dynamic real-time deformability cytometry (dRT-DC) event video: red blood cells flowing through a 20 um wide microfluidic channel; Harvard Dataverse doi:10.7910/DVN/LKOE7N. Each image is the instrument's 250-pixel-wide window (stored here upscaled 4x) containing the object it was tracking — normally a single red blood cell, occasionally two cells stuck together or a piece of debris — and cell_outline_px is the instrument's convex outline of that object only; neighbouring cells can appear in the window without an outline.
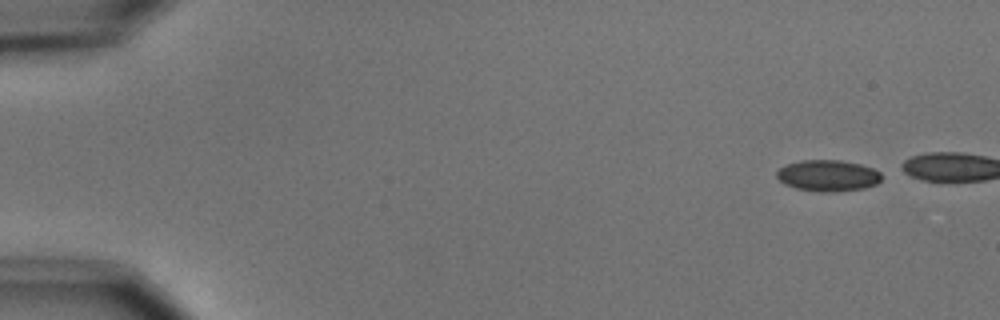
{"species": "common noctule bat (a hibernating species)", "species_latin": "Nyctalus noctula", "temperature_condition": "cold", "stored_images_in_passage": 3, "camera_frame_rate_fps": 3000, "um_per_image_px": 0.085, "animal": {"sex": "male", "body_mass_g": 15.6}, "frame": {"image": 1, "passage_image": 1, "time_ms": 0.0, "image_size_px": [1000, 320], "cell_outline_px": [[880, 180], [876, 184], [864, 188], [836, 192], [820, 192], [796, 188], [784, 184], [776, 176], [776, 172], [780, 168], [788, 164], [800, 160], [840, 160], [860, 164], [872, 168], [880, 172]], "centroid_in_image_um": [70.36, 14.93], "position_along_channel_um": 14.6, "area_um2": 19.07}}